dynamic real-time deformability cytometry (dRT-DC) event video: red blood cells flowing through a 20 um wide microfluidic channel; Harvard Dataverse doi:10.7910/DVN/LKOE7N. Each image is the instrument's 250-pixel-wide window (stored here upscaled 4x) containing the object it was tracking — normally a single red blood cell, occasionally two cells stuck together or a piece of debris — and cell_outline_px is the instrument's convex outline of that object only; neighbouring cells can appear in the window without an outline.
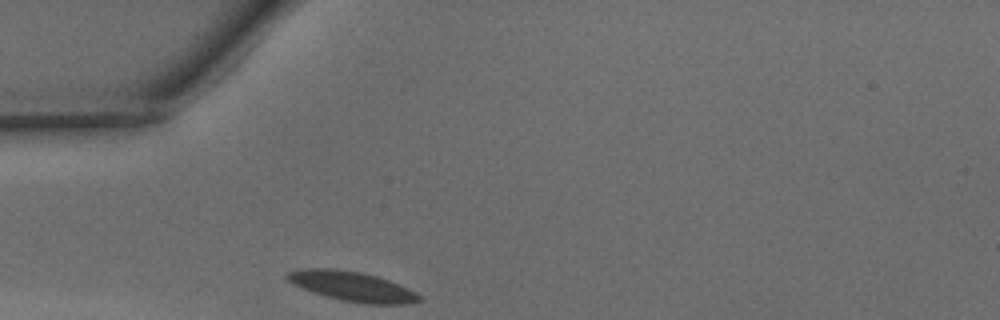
{"species": "common noctule bat (a hibernating species)", "species_latin": "Nyctalus noctula", "temperature_condition": "warm", "stored_images_in_passage": 24, "camera_frame_rate_fps": 3000, "um_per_image_px": 0.085, "animal": {"sex": "male", "body_mass_g": 15.6}, "frame": {"image": 1, "passage_image": 1, "time_ms": 0.0, "image_size_px": [1000, 320], "cell_outline_px": [[424, 300], [408, 304], [364, 304], [340, 300], [304, 288], [288, 280], [284, 276], [288, 272], [300, 268], [328, 268], [360, 272], [376, 276], [388, 280], [408, 288], [416, 292]], "centroid_in_image_um": [29.98, 24.34], "position_along_channel_um": 55.0, "area_um2": 22.6}}
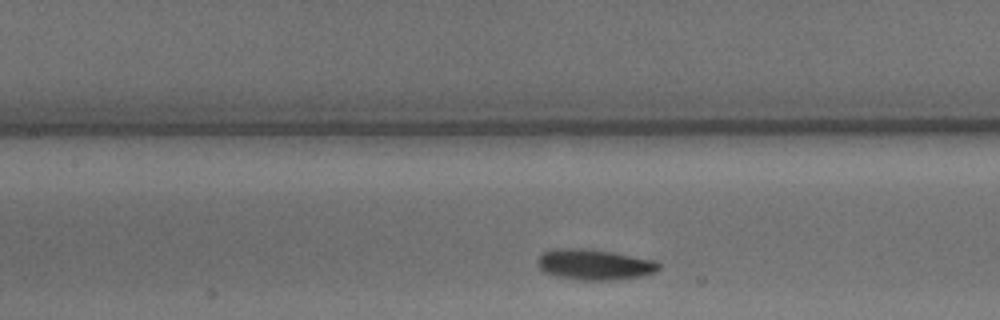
{"frame": {"image": 2, "passage_image": 9, "time_ms": 2.667, "image_size_px": [1000, 320], "cell_outline_px": [[660, 268], [656, 272], [640, 276], [612, 280], [580, 280], [556, 276], [544, 272], [536, 264], [536, 260], [544, 252], [552, 248], [588, 248], [612, 252], [656, 260], [660, 264]], "centroid_in_image_um": [50.51, 22.47], "position_along_channel_um": 156.9, "area_um2": 21.85}}
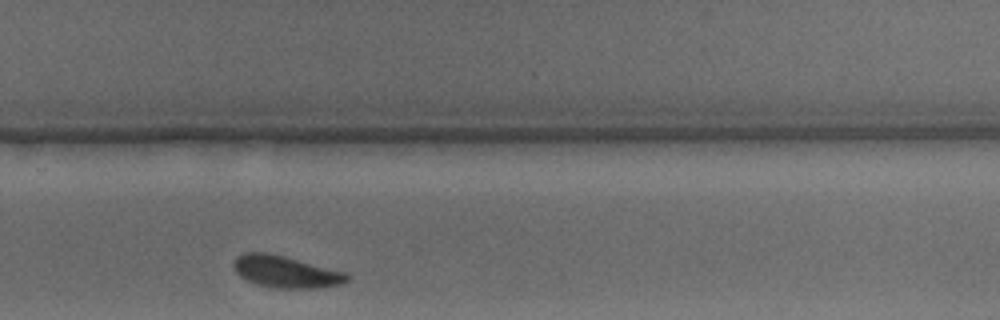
{"frame": {"image": 3, "passage_image": 20, "time_ms": 6.333, "image_size_px": [1000, 320], "cell_outline_px": [[352, 276], [348, 280], [340, 284], [316, 288], [276, 288], [256, 284], [240, 276], [236, 272], [232, 264], [236, 256], [244, 252], [264, 252], [284, 256], [344, 272]], "centroid_in_image_um": [24.25, 23.09], "position_along_channel_um": 305.5, "area_um2": 20.92}}